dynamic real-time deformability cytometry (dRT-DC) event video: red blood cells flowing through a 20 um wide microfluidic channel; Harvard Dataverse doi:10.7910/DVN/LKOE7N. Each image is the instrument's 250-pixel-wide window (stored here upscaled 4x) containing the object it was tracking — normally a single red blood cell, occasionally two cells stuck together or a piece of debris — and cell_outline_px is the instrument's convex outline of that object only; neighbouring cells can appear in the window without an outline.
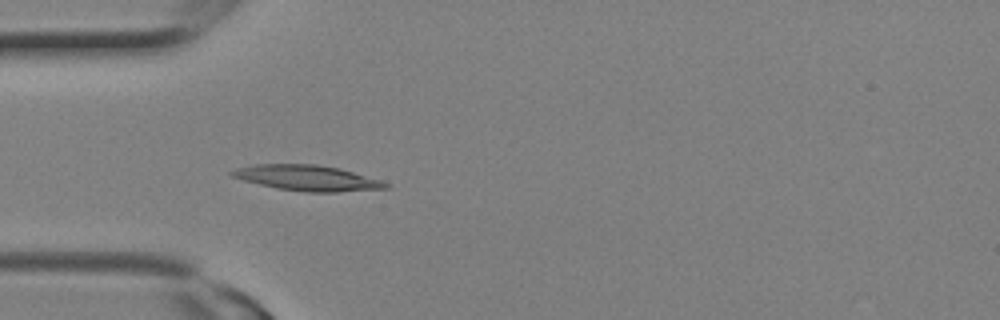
{"species": "Egyptian fruit bat (a non-hibernating species)", "species_latin": "Rousettus aegyptiacus", "temperature_condition": "room temperature", "stored_images_in_passage": 7, "camera_frame_rate_fps": 3000, "um_per_image_px": 0.085, "animal": {"sex": "female"}, "frame": {"image": 1, "passage_image": 7, "time_ms": 2.0, "image_size_px": [1000, 320], "cell_outline_px": [[388, 188], [336, 192], [304, 192], [276, 188], [244, 180], [232, 176], [228, 172], [236, 168], [256, 164], [316, 164], [340, 168], [380, 180], [388, 184]], "centroid_in_image_um": [26.1, 15.12], "position_along_channel_um": 58.9, "area_um2": 22.72}}